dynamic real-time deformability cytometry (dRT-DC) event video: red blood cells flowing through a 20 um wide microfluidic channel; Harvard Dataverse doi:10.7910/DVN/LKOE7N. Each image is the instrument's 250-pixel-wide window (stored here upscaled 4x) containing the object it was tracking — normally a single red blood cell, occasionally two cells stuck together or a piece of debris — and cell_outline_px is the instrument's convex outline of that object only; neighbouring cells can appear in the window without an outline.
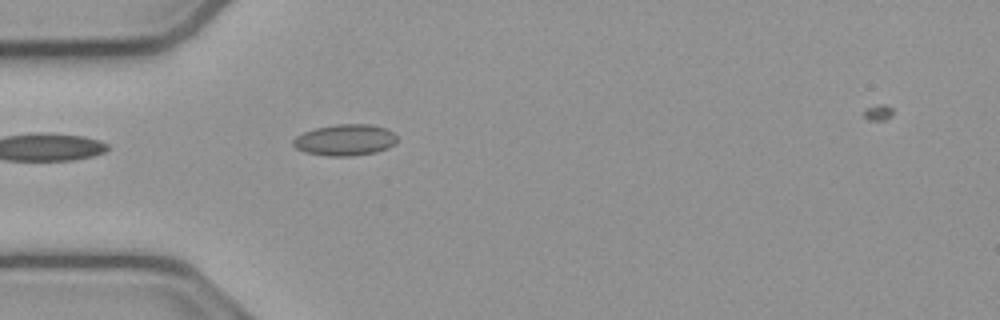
{"species": "common noctule bat (a hibernating species)", "species_latin": "Nyctalus noctula", "temperature_condition": "cold", "stored_images_in_passage": 39, "camera_frame_rate_fps": 3000, "um_per_image_px": 0.085, "animal": {"sex": "male", "body_mass_g": 23.1, "forearm_length_mm": 52.7}, "frame": {"image": 1, "passage_image": 1, "time_ms": 0.0, "image_size_px": [1000, 320], "cell_outline_px": [[396, 140], [388, 148], [376, 152], [352, 156], [328, 156], [304, 152], [296, 148], [292, 144], [292, 140], [296, 136], [304, 132], [316, 128], [336, 124], [372, 124], [384, 128], [392, 132], [396, 136]], "centroid_in_image_um": [29.3, 11.9], "position_along_channel_um": 55.7, "area_um2": 18.9}}
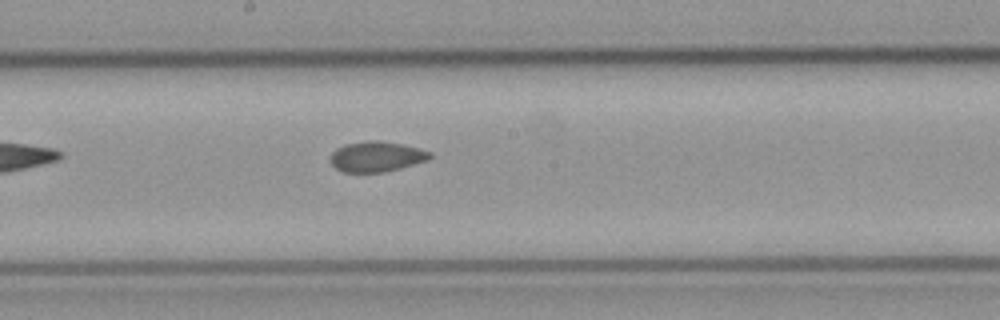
{"frame": {"image": 2, "passage_image": 14, "time_ms": 4.333, "image_size_px": [1000, 320], "cell_outline_px": [[432, 156], [428, 160], [400, 168], [384, 172], [344, 172], [336, 168], [332, 164], [332, 152], [336, 148], [344, 144], [368, 140], [380, 140], [400, 144], [432, 152]], "centroid_in_image_um": [32.0, 13.3], "position_along_channel_um": 216.2, "area_um2": 17.46}}
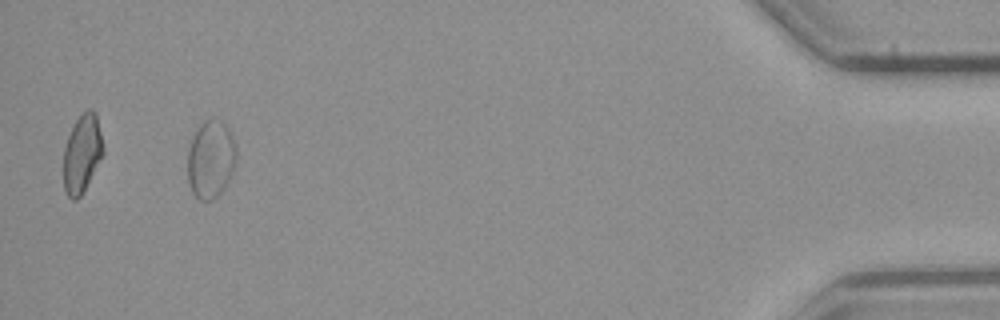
{"frame": {"image": 3, "passage_image": 36, "time_ms": 11.667, "image_size_px": [1000, 320], "cell_outline_px": [[236, 164], [224, 188], [212, 200], [200, 200], [192, 192], [188, 180], [188, 148], [192, 136], [196, 128], [204, 120], [212, 116], [220, 120], [228, 128], [236, 144]], "centroid_in_image_um": [17.91, 13.49], "position_along_channel_um": 417.3, "area_um2": 22.37}}